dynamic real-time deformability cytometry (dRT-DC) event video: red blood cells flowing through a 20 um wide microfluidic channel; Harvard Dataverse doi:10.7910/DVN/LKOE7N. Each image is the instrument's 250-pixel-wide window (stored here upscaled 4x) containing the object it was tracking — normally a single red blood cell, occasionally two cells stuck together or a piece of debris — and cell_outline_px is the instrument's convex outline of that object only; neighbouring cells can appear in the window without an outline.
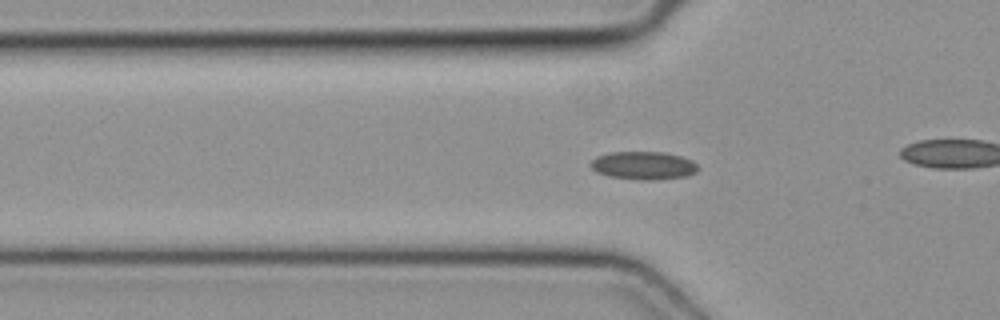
{"species": "common noctule bat (a hibernating species)", "species_latin": "Nyctalus noctula", "temperature_condition": "cold", "stored_images_in_passage": 21, "camera_frame_rate_fps": 3000, "um_per_image_px": 0.085, "animal": {"sex": "female", "body_mass_g": 19.3, "forearm_length_mm": 54.1}, "frame": {"image": 1, "passage_image": 2, "time_ms": 0.333, "image_size_px": [1000, 320], "cell_outline_px": [[700, 168], [696, 172], [688, 176], [656, 180], [640, 180], [608, 176], [596, 172], [588, 164], [596, 156], [612, 152], [664, 152], [680, 156], [692, 160]], "centroid_in_image_um": [54.7, 14.07], "position_along_channel_um": 71.1, "area_um2": 17.74}}
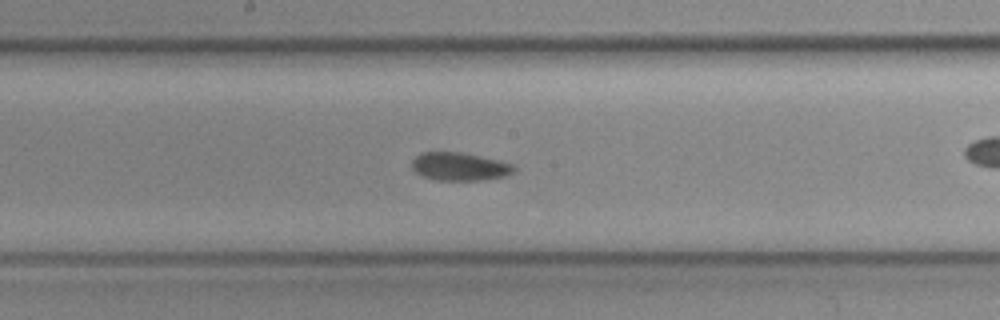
{"frame": {"image": 2, "passage_image": 12, "time_ms": 3.667, "image_size_px": [1000, 320], "cell_outline_px": [[516, 172], [504, 176], [484, 180], [436, 180], [424, 176], [416, 172], [412, 168], [412, 160], [420, 152], [460, 152], [500, 160], [512, 164], [516, 168]], "centroid_in_image_um": [39.09, 14.15], "position_along_channel_um": 209.1, "area_um2": 16.76}}
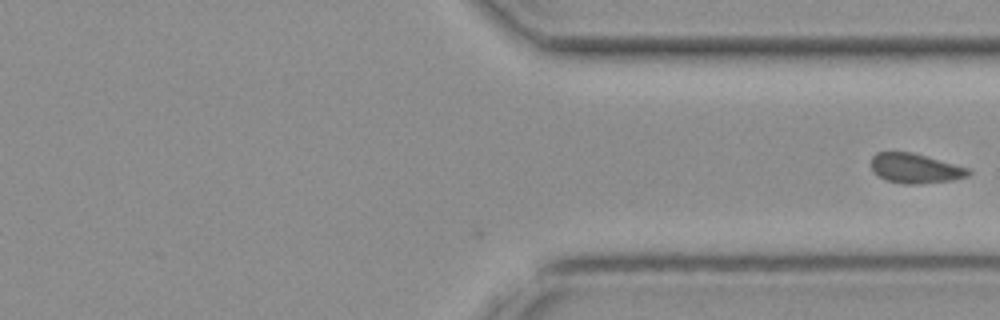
{"frame": {"image": 3, "passage_image": 21, "time_ms": 6.667, "image_size_px": [1000, 320], "cell_outline_px": [[972, 172], [968, 176], [952, 180], [920, 184], [900, 184], [888, 180], [872, 172], [872, 156], [876, 152], [912, 152], [968, 168]], "centroid_in_image_um": [77.79, 14.31], "position_along_channel_um": 333.6, "area_um2": 16.76}}